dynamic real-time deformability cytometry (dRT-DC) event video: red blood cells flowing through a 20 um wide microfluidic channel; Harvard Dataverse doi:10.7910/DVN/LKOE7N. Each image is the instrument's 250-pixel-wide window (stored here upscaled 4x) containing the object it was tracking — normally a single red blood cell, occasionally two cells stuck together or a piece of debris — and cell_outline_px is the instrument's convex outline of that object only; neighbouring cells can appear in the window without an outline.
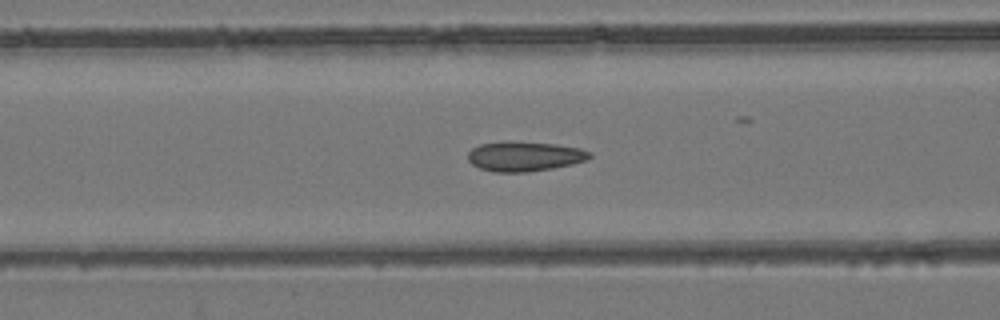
{"species": "common noctule bat (a hibernating species)", "species_latin": "Nyctalus noctula", "temperature_condition": "room temperature", "stored_images_in_passage": 55, "camera_frame_rate_fps": 3000, "um_per_image_px": 0.085, "animal": {"sex": "female", "body_mass_g": 24.6, "forearm_length_mm": 56.2}, "frame": {"image": 1, "passage_image": 22, "time_ms": 7.0, "image_size_px": [1000, 320], "cell_outline_px": [[592, 156], [588, 160], [572, 164], [552, 168], [528, 172], [492, 172], [480, 168], [472, 164], [468, 160], [468, 152], [472, 148], [480, 144], [556, 144], [580, 148], [588, 152]], "centroid_in_image_um": [44.6, 13.34], "position_along_channel_um": 122.0, "area_um2": 20.23}}
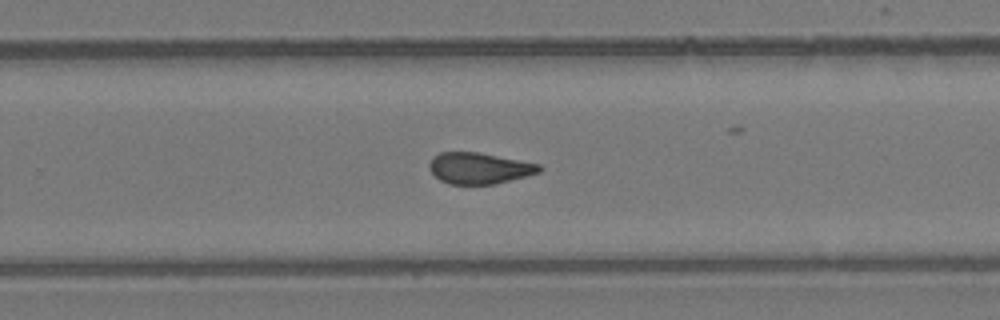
{"frame": {"image": 2, "passage_image": 35, "time_ms": 11.333, "image_size_px": [1000, 320], "cell_outline_px": [[544, 168], [540, 172], [496, 184], [448, 184], [440, 180], [432, 172], [428, 164], [432, 156], [440, 152], [476, 152], [540, 164]], "centroid_in_image_um": [40.72, 14.3], "position_along_channel_um": 289.1, "area_um2": 19.94}}
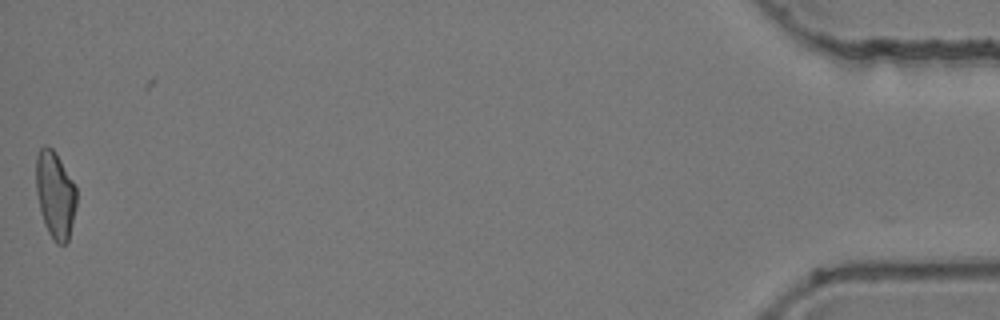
{"frame": {"image": 3, "passage_image": 54, "time_ms": 17.667, "image_size_px": [1000, 320], "cell_outline_px": [[76, 208], [68, 240], [64, 244], [56, 244], [48, 232], [44, 224], [40, 212], [36, 192], [36, 156], [40, 148], [44, 144], [52, 148], [56, 152], [72, 180], [76, 188]], "centroid_in_image_um": [4.68, 16.54], "position_along_channel_um": 430.5, "area_um2": 20.63}, "authors_computed_cell_mechanics": {"area_um2": 20.808, "velocity_mm_per_s": 3.8604, "shape_relaxation_time_tau1_ms": null, "shape_relaxation_time_tau2_ms": 1.4525, "deformation_change_tau1": null, "deformation_change_tau2": 0.0691}}